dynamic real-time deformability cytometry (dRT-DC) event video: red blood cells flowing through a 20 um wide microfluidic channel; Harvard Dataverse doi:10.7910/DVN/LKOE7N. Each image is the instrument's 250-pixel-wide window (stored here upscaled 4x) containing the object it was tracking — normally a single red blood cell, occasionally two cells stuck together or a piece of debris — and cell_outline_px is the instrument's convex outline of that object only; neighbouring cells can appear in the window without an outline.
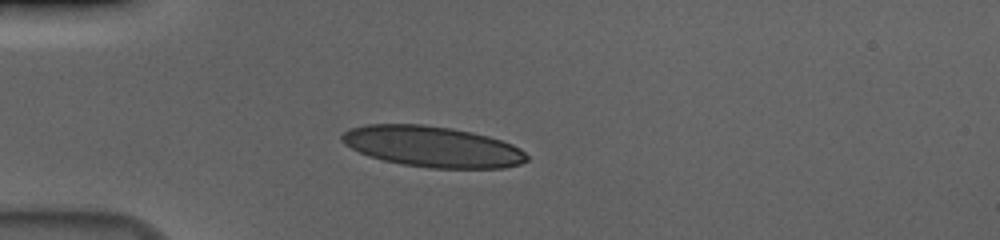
{"species": "human", "species_latin": "Homo sapiens", "temperature_condition": "cold", "stored_images_in_passage": 41, "camera_frame_rate_fps": 3000, "um_per_image_px": 0.085, "donor": {"sex": "male"}, "frame": {"image": 1, "passage_image": 1, "time_ms": 0.0, "image_size_px": [1000, 240], "cell_outline_px": [[528, 160], [520, 164], [504, 168], [432, 168], [400, 164], [368, 156], [344, 144], [340, 140], [340, 136], [348, 128], [368, 124], [420, 124], [452, 128], [472, 132], [488, 136], [512, 144], [520, 148], [528, 156]], "centroid_in_image_um": [36.74, 12.46], "position_along_channel_um": 48.3, "area_um2": 44.1}}
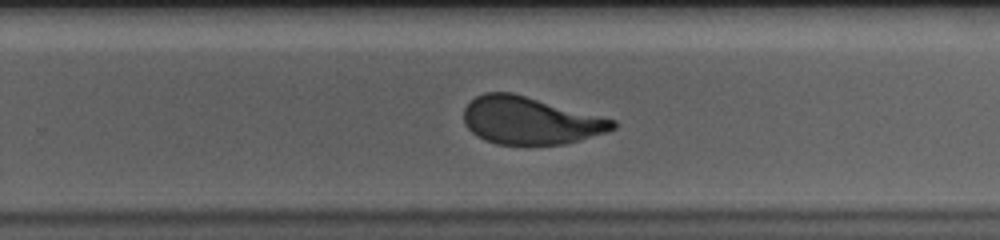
{"frame": {"image": 2, "passage_image": 22, "time_ms": 7.0, "image_size_px": [1000, 240], "cell_outline_px": [[616, 128], [608, 132], [564, 144], [496, 144], [484, 140], [476, 136], [464, 124], [464, 108], [476, 96], [484, 92], [512, 92], [616, 120]], "centroid_in_image_um": [45.05, 10.24], "position_along_channel_um": 284.7, "area_um2": 41.15}}
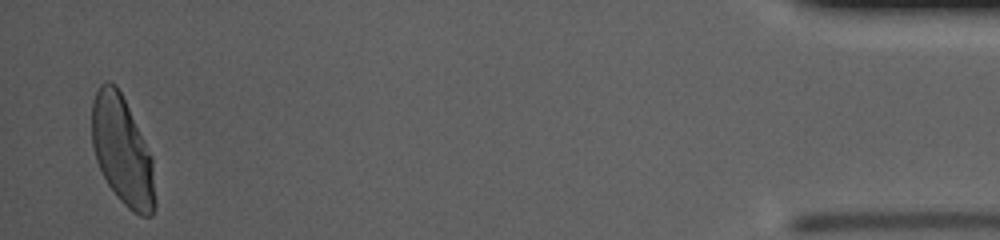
{"frame": {"image": 3, "passage_image": 40, "time_ms": 13.0, "image_size_px": [1000, 240], "cell_outline_px": [[156, 208], [152, 216], [140, 216], [132, 212], [116, 196], [108, 184], [96, 160], [92, 144], [92, 100], [100, 84], [104, 80], [108, 80], [116, 84], [152, 156], [156, 200]], "centroid_in_image_um": [10.4, 12.85], "position_along_channel_um": 424.8, "area_um2": 40.0}, "authors_computed_cell_mechanics": {"area_um2": 42.6564, "velocity_mm_per_s": 3.6682, "shape_relaxation_time_tau1_ms": 6.218, "shape_relaxation_time_tau2_ms": null, "deformation_change_tau1": 0.2092, "deformation_change_tau2": null}}